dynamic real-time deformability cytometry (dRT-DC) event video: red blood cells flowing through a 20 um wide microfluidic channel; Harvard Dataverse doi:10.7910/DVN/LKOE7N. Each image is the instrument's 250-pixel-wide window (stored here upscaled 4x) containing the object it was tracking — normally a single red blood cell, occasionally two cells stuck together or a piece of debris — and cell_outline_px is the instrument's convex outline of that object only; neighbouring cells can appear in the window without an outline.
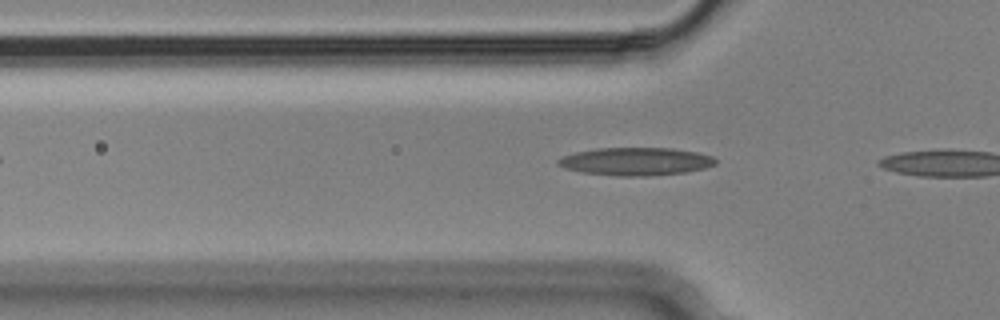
{"species": "Egyptian fruit bat (a non-hibernating species)", "species_latin": "Rousettus aegyptiacus", "temperature_condition": "cold", "stored_images_in_passage": 3, "camera_frame_rate_fps": 3000, "um_per_image_px": 0.085, "animal": {"sex": "male"}, "frame": {"image": 1, "passage_image": 2, "time_ms": 0.333, "image_size_px": [1000, 320], "cell_outline_px": [[716, 164], [704, 168], [684, 172], [648, 176], [616, 176], [584, 172], [564, 168], [556, 164], [556, 160], [564, 156], [576, 152], [596, 148], [672, 148], [696, 152], [712, 156], [716, 160]], "centroid_in_image_um": [54.02, 13.72], "position_along_channel_um": 71.8, "area_um2": 25.49}}